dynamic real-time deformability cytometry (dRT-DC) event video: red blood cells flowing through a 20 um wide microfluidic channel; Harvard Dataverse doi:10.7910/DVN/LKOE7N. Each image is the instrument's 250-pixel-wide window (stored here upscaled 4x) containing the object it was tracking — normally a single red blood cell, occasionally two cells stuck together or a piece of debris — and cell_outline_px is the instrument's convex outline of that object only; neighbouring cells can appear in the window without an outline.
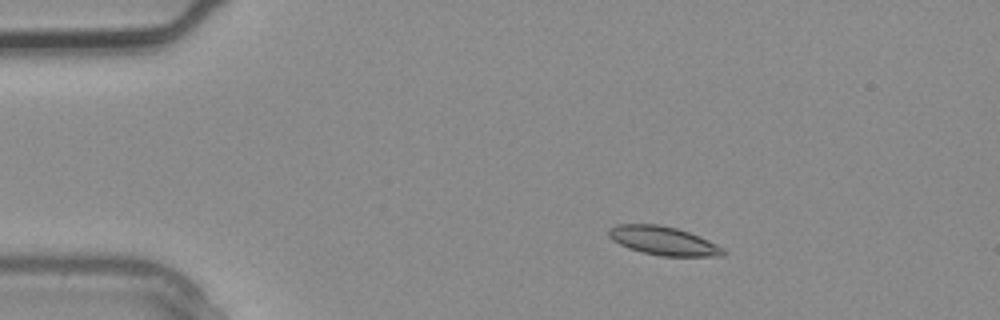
{"species": "common noctule bat (a hibernating species)", "species_latin": "Nyctalus noctula", "temperature_condition": "warm", "stored_images_in_passage": 3, "camera_frame_rate_fps": 3000, "um_per_image_px": 0.085, "animal": {"sex": "male", "body_mass_g": 20.4}, "frame": {"image": 1, "passage_image": 2, "time_ms": 0.333, "image_size_px": [1000, 320], "cell_outline_px": [[728, 252], [724, 256], [660, 256], [640, 252], [628, 248], [612, 240], [608, 236], [608, 228], [616, 224], [656, 224], [676, 228], [700, 236], [724, 248]], "centroid_in_image_um": [56.38, 20.47], "position_along_channel_um": 28.6, "area_um2": 19.31}}
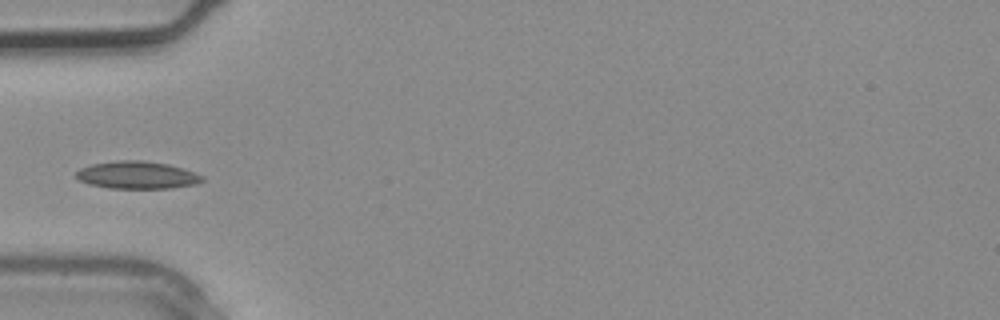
{"frame": {"image": 2, "passage_image": 3, "time_ms": 0.667, "image_size_px": [1000, 320], "cell_outline_px": [[204, 180], [196, 184], [172, 188], [108, 188], [88, 184], [80, 180], [76, 176], [76, 172], [80, 168], [92, 164], [116, 160], [144, 160], [168, 164], [204, 176]], "centroid_in_image_um": [11.64, 14.88], "position_along_channel_um": 73.4, "area_um2": 20.17}}